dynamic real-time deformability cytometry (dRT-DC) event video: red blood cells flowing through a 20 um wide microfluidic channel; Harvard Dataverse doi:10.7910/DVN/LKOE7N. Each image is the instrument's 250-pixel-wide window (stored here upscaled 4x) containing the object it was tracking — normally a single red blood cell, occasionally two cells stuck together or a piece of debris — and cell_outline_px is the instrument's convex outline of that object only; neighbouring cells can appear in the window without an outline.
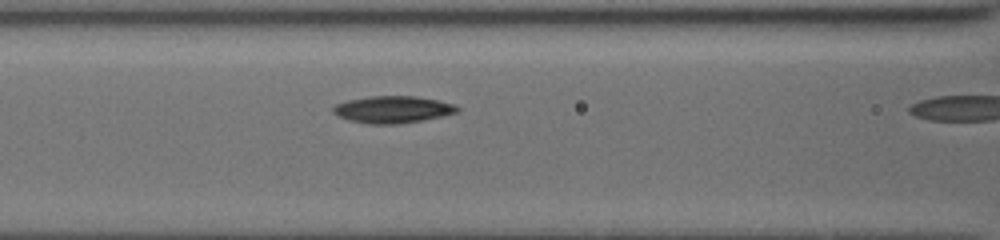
{"species": "common noctule bat (a hibernating species)", "species_latin": "Nyctalus noctula", "temperature_condition": "cold", "stored_images_in_passage": 10, "camera_frame_rate_fps": 3000, "um_per_image_px": 0.085, "animal": {"sex": "female", "body_mass_g": 19.5, "forearm_length_mm": 54.1}, "frame": {"image": 1, "passage_image": 9, "time_ms": 3.0, "image_size_px": [1000, 240], "cell_outline_px": [[460, 112], [400, 124], [368, 124], [348, 120], [332, 112], [332, 108], [336, 104], [348, 100], [368, 96], [416, 96], [440, 100], [456, 104], [460, 108]], "centroid_in_image_um": [33.41, 9.3], "position_along_channel_um": 133.2, "area_um2": 19.65}}